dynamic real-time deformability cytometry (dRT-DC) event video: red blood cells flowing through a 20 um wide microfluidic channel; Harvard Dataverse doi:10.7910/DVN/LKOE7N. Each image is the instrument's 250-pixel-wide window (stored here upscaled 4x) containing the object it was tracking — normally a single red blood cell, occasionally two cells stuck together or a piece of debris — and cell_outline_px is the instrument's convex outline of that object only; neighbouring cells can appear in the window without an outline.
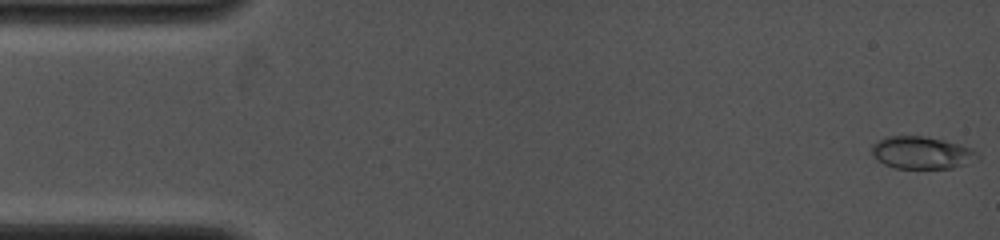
{"species": "common noctule bat (a hibernating species)", "species_latin": "Nyctalus noctula", "temperature_condition": "cold", "stored_images_in_passage": 26, "camera_frame_rate_fps": 4000, "um_per_image_px": 0.085, "animal": {"sex": "female", "body_mass_g": 19.0, "forearm_length_mm": 53.3}, "frame": {"image": 1, "passage_image": 1, "time_ms": 0.0, "image_size_px": [1000, 240], "cell_outline_px": [[980, 160], [952, 168], [896, 168], [884, 164], [872, 152], [872, 144], [888, 136], [924, 136], [944, 140], [960, 144], [972, 148], [980, 156]], "centroid_in_image_um": [78.42, 12.98], "position_along_channel_um": 6.6, "area_um2": 19.88}}
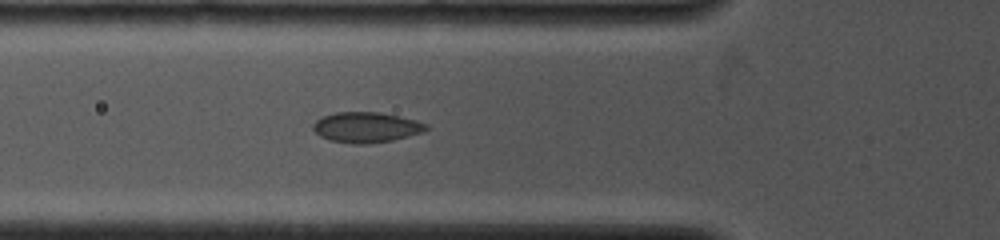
{"frame": {"image": 2, "passage_image": 19, "time_ms": 5.0, "image_size_px": [1000, 240], "cell_outline_px": [[428, 128], [424, 132], [392, 140], [368, 144], [356, 144], [328, 140], [320, 136], [312, 128], [312, 124], [320, 116], [336, 112], [380, 112], [416, 120], [428, 124]], "centroid_in_image_um": [31.11, 10.82], "position_along_channel_um": 94.7, "area_um2": 20.17}}
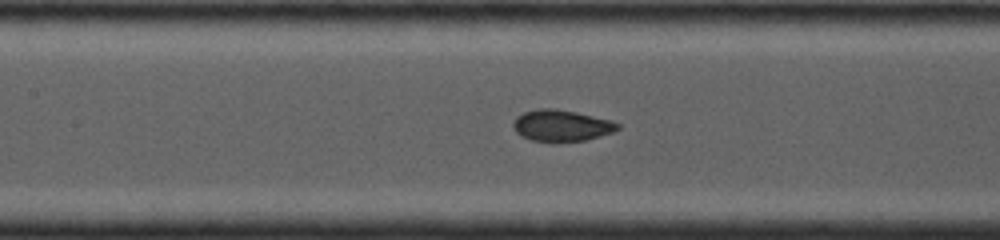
{"frame": {"image": 3, "passage_image": 24, "time_ms": 6.5, "image_size_px": [1000, 240], "cell_outline_px": [[620, 128], [612, 132], [584, 140], [556, 144], [532, 140], [520, 136], [516, 132], [512, 124], [516, 116], [524, 112], [536, 108], [556, 108], [576, 112], [612, 120], [620, 124]], "centroid_in_image_um": [47.69, 10.69], "position_along_channel_um": 159.7, "area_um2": 19.59}}